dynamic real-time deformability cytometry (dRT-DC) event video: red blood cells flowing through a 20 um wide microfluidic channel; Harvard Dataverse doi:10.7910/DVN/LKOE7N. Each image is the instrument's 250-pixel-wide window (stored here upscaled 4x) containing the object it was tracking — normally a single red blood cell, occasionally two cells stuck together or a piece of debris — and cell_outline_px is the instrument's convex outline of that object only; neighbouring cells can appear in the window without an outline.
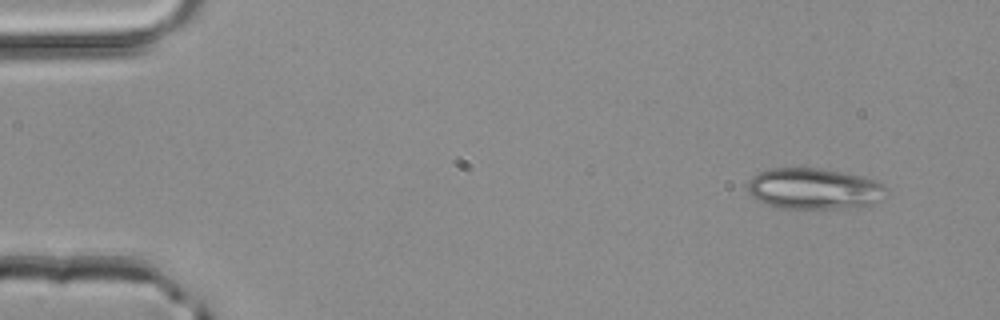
{"species": "common noctule bat (a hibernating species)", "species_latin": "Nyctalus noctula", "temperature_condition": "room temperature", "stored_images_in_passage": 3, "camera_frame_rate_fps": 3000, "um_per_image_px": 0.085, "animal": {"sex": "male", "body_mass_g": 20.4}, "frame": {"image": 1, "passage_image": 1, "time_ms": 0.0, "image_size_px": [1000, 320], "cell_outline_px": [[888, 188], [880, 200], [872, 204], [840, 208], [776, 208], [756, 200], [748, 192], [748, 180], [752, 176], [760, 172], [772, 168], [820, 168], [864, 176], [876, 180], [884, 184]], "centroid_in_image_um": [69.18, 16.03], "position_along_channel_um": 15.8, "area_um2": 33.29}}